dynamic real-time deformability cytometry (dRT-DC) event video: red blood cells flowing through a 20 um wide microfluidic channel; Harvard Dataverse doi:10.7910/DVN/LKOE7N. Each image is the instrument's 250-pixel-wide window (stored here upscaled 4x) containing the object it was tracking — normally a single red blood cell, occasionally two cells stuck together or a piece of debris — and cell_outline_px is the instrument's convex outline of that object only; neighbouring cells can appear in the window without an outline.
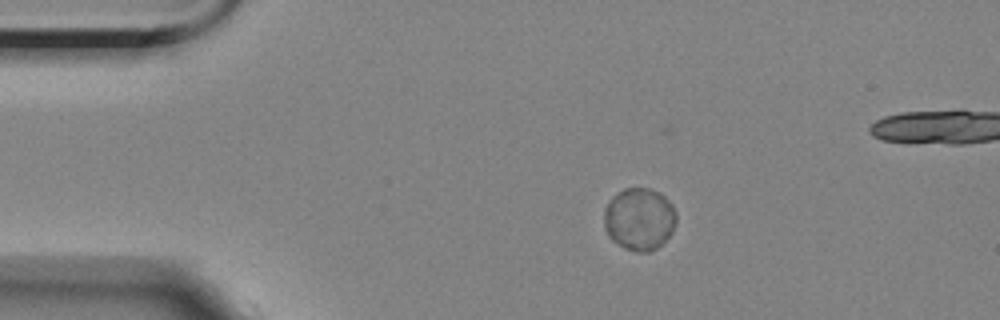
{"species": "Egyptian fruit bat (a non-hibernating species)", "species_latin": "Rousettus aegyptiacus", "temperature_condition": "room temperature", "stored_images_in_passage": 3, "camera_frame_rate_fps": 3000, "um_per_image_px": 0.085, "animal": {"sex": "female"}, "frame": {"image": 1, "passage_image": 1, "time_ms": 0.0, "image_size_px": [1000, 320], "cell_outline_px": [[676, 224], [672, 232], [656, 248], [648, 252], [636, 252], [624, 248], [612, 240], [608, 236], [604, 228], [604, 208], [608, 200], [612, 196], [624, 188], [648, 188], [660, 192], [672, 204], [676, 212]], "centroid_in_image_um": [54.32, 18.61], "position_along_channel_um": 30.7, "area_um2": 26.53}}